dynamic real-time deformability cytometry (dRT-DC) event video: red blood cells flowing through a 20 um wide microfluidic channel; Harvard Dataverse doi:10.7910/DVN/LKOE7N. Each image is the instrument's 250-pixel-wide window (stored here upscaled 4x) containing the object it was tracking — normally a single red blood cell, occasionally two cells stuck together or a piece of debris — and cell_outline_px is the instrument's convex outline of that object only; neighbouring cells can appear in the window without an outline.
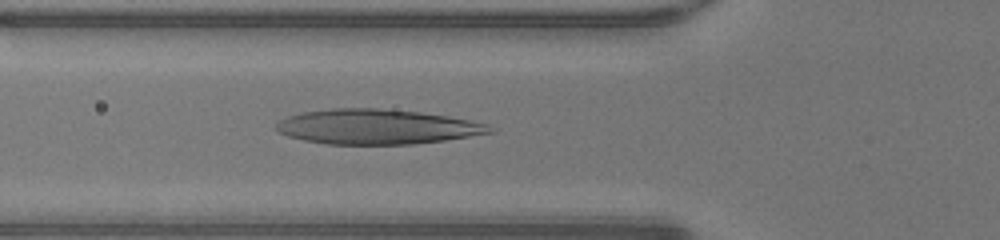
{"species": "human", "species_latin": "Homo sapiens", "temperature_condition": "warm", "stored_images_in_passage": 44, "camera_frame_rate_fps": 3000, "um_per_image_px": 0.085, "donor": {"sex": "male"}, "frame": {"image": 1, "passage_image": 13, "time_ms": 4.0, "image_size_px": [1000, 240], "cell_outline_px": [[496, 132], [444, 140], [412, 144], [328, 144], [304, 140], [288, 136], [280, 132], [276, 128], [276, 124], [280, 120], [288, 116], [304, 112], [332, 108], [380, 108], [420, 112], [448, 116], [488, 124], [496, 128]], "centroid_in_image_um": [32.07, 10.77], "position_along_channel_um": 93.7, "area_um2": 43.35}}
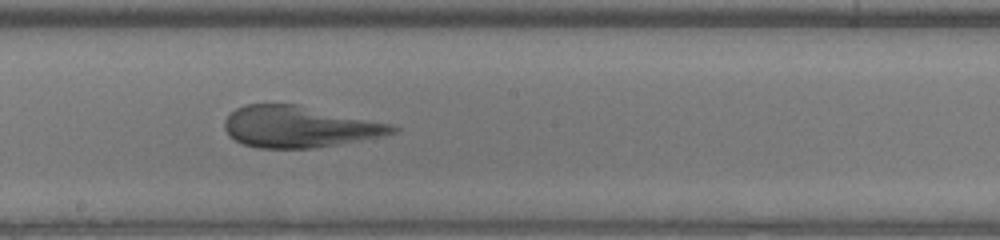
{"frame": {"image": 2, "passage_image": 22, "time_ms": 7.0, "image_size_px": [1000, 240], "cell_outline_px": [[400, 128], [396, 132], [380, 136], [316, 148], [260, 148], [244, 144], [228, 136], [224, 128], [224, 120], [236, 108], [244, 104], [296, 104], [392, 124]], "centroid_in_image_um": [25.4, 10.77], "position_along_channel_um": 222.8, "area_um2": 40.23}}
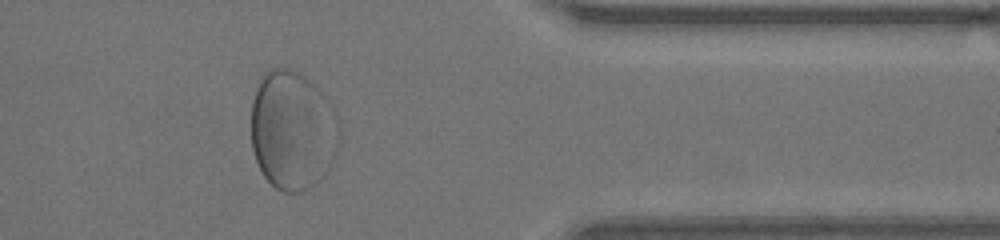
{"frame": {"image": 3, "passage_image": 35, "time_ms": 11.333, "image_size_px": [1000, 240], "cell_outline_px": [[324, 176], [308, 188], [300, 192], [284, 192], [276, 188], [264, 176], [256, 160], [252, 148], [252, 100], [256, 88], [264, 72], [268, 68], [288, 68], [300, 72], [320, 92], [324, 172]], "centroid_in_image_um": [24.47, 11.05], "position_along_channel_um": 386.9, "area_um2": 54.22}}